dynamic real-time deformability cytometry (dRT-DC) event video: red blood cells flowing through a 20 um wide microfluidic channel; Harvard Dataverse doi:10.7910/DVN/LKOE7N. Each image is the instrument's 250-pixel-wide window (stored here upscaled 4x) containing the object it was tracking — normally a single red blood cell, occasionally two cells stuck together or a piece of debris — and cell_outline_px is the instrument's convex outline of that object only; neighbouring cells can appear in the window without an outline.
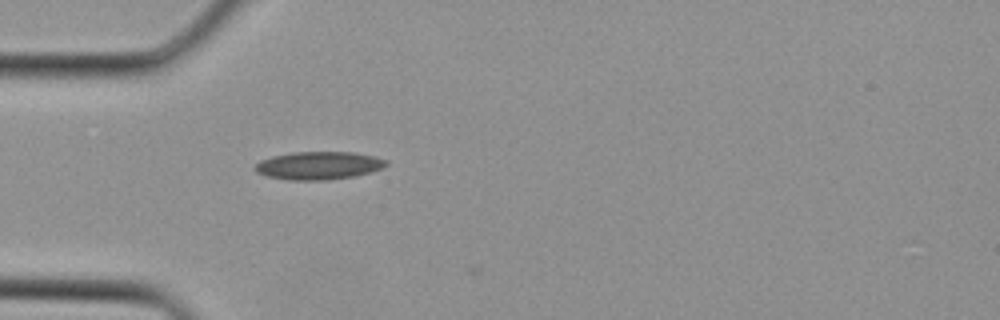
{"species": "Egyptian fruit bat (a non-hibernating species)", "species_latin": "Rousettus aegyptiacus", "temperature_condition": "cold", "stored_images_in_passage": 1, "camera_frame_rate_fps": 3000, "um_per_image_px": 0.085, "animal": {"sex": "female"}, "frame": {"image": 1, "passage_image": 1, "time_ms": 0.0, "image_size_px": [1000, 320], "cell_outline_px": [[388, 164], [384, 168], [372, 172], [356, 176], [324, 180], [288, 180], [268, 176], [256, 172], [252, 168], [260, 160], [272, 156], [292, 152], [352, 152], [372, 156], [388, 160]], "centroid_in_image_um": [27.09, 14.07], "position_along_channel_um": 57.9, "area_um2": 21.5}}